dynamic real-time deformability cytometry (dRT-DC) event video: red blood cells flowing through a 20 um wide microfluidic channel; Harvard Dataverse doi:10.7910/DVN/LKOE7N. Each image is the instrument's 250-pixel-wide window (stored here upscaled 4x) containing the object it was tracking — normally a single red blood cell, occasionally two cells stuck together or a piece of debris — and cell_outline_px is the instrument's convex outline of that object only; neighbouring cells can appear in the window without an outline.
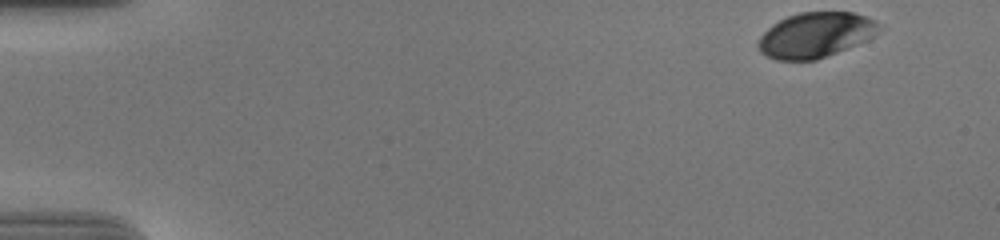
{"species": "human", "species_latin": "Homo sapiens", "temperature_condition": "cold", "stored_images_in_passage": 44, "camera_frame_rate_fps": 3000, "um_per_image_px": 0.085, "donor": {"sex": "male"}, "frame": {"image": 1, "passage_image": 1, "time_ms": 0.0, "image_size_px": [1000, 240], "cell_outline_px": [[880, 28], [872, 36], [856, 44], [816, 60], [776, 60], [760, 52], [756, 44], [760, 36], [772, 24], [788, 16], [800, 12], [852, 12], [876, 20], [880, 24]], "centroid_in_image_um": [69.28, 2.97], "position_along_channel_um": 15.7, "area_um2": 31.5}}
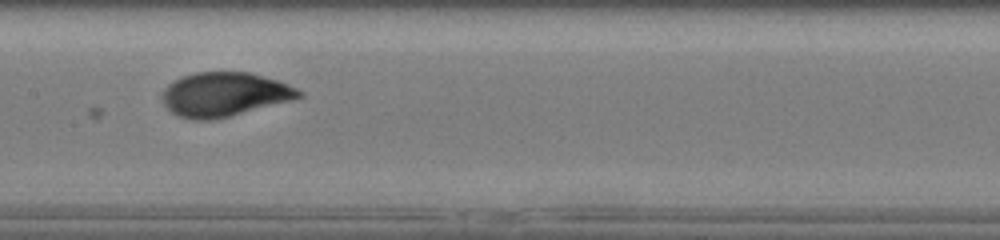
{"frame": {"image": 2, "passage_image": 26, "time_ms": 8.333, "image_size_px": [1000, 240], "cell_outline_px": [[304, 96], [292, 100], [212, 120], [192, 120], [176, 116], [164, 104], [160, 96], [164, 88], [168, 84], [184, 76], [196, 72], [252, 72], [288, 84], [304, 92]], "centroid_in_image_um": [19.06, 8.02], "position_along_channel_um": 188.3, "area_um2": 35.08}}
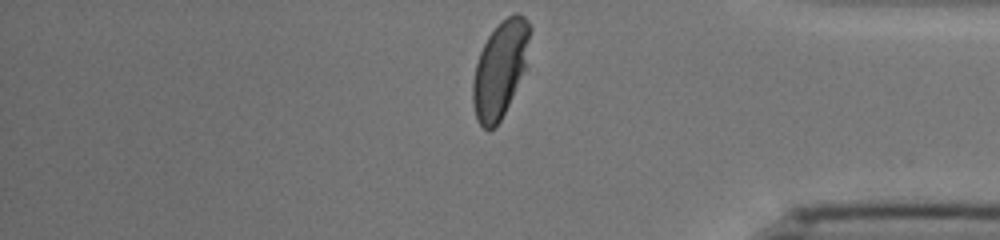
{"frame": {"image": 3, "passage_image": 44, "time_ms": 14.333, "image_size_px": [1000, 240], "cell_outline_px": [[532, 28], [524, 68], [512, 96], [500, 120], [488, 132], [476, 120], [472, 104], [472, 80], [476, 64], [480, 52], [488, 36], [496, 24], [500, 20], [516, 12], [520, 12], [528, 20]], "centroid_in_image_um": [42.49, 5.83], "position_along_channel_um": 392.7, "area_um2": 31.85}, "authors_computed_cell_mechanics": {"area_um2": 34.6222, "velocity_mm_per_s": 3.7012, "shape_relaxation_time_tau1_ms": 4.0648, "shape_relaxation_time_tau2_ms": null, "deformation_change_tau1": 0.1567, "deformation_change_tau2": null}}